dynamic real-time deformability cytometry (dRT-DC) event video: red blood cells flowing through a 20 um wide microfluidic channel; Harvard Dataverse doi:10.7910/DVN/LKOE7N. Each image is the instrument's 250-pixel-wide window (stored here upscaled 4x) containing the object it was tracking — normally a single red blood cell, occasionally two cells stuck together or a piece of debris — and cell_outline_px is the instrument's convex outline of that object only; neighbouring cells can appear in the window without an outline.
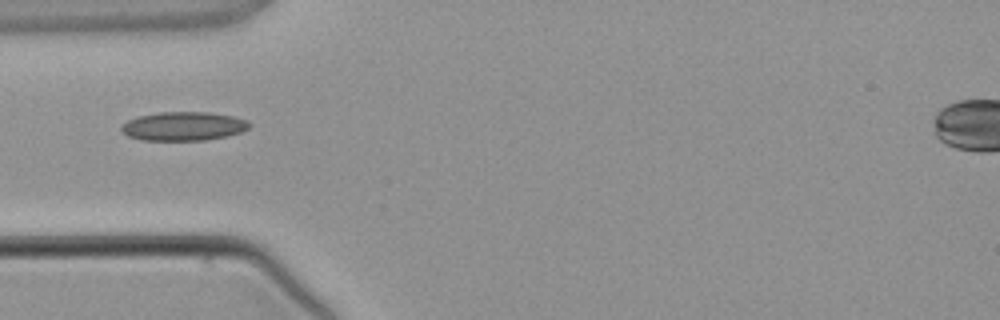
{"species": "common noctule bat (a hibernating species)", "species_latin": "Nyctalus noctula", "temperature_condition": "warm", "stored_images_in_passage": 1, "camera_frame_rate_fps": 3000, "um_per_image_px": 0.085, "animal": {"sex": "male", "body_mass_g": 21.5, "forearm_length_mm": 52.0}, "frame": {"image": 1, "passage_image": 1, "time_ms": 0.0, "image_size_px": [1000, 320], "cell_outline_px": [[252, 124], [248, 128], [240, 132], [228, 136], [204, 140], [140, 140], [128, 136], [120, 132], [120, 128], [128, 120], [140, 116], [160, 112], [208, 112], [232, 116], [248, 120]], "centroid_in_image_um": [15.6, 10.73], "position_along_channel_um": 69.4, "area_um2": 21.5}}